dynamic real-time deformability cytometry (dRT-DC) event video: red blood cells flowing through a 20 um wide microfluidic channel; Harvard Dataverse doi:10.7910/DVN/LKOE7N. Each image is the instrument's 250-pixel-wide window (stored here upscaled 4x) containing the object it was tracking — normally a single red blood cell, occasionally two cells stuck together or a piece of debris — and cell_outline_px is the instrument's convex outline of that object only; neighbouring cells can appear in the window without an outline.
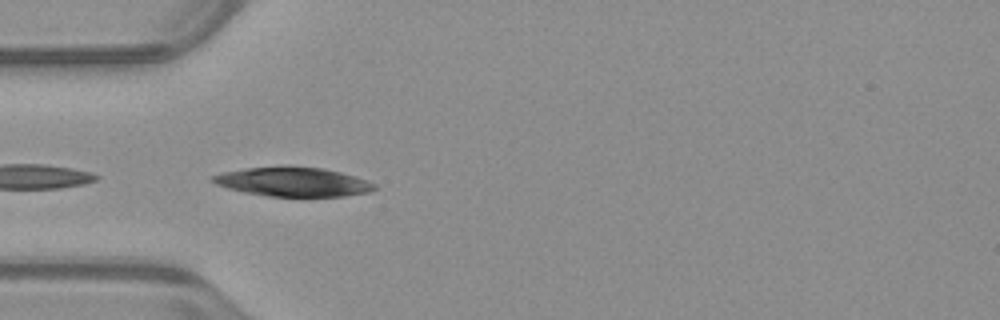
{"species": "common noctule bat (a hibernating species)", "species_latin": "Nyctalus noctula", "temperature_condition": "warm", "stored_images_in_passage": 39, "camera_frame_rate_fps": 3000, "um_per_image_px": 0.085, "animal": {"sex": "male", "body_mass_g": 23.1, "forearm_length_mm": 52.7}, "frame": {"image": 1, "passage_image": 16, "time_ms": 5.0, "image_size_px": [1000, 320], "cell_outline_px": [[376, 188], [368, 192], [344, 196], [268, 196], [244, 192], [228, 188], [216, 184], [208, 180], [212, 176], [224, 172], [244, 168], [284, 164], [288, 164], [324, 168], [356, 176], [368, 180], [376, 184]], "centroid_in_image_um": [24.89, 15.42], "position_along_channel_um": 60.1, "area_um2": 28.09}}
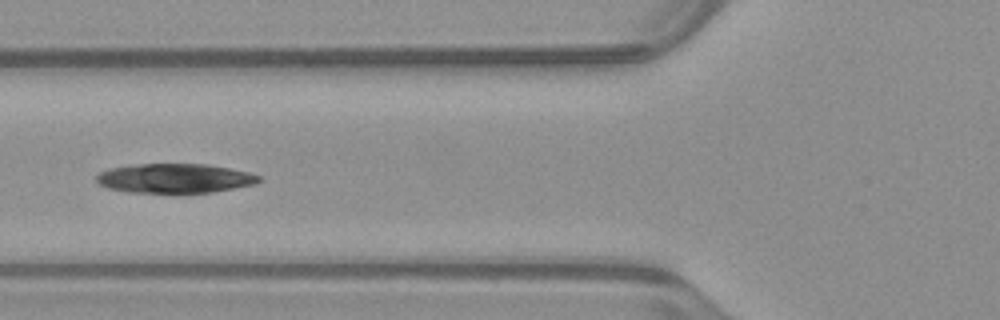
{"frame": {"image": 2, "passage_image": 20, "time_ms": 6.333, "image_size_px": [1000, 320], "cell_outline_px": [[260, 180], [256, 184], [212, 192], [128, 192], [108, 188], [100, 184], [96, 180], [96, 176], [100, 172], [108, 168], [140, 164], [208, 164], [248, 172], [260, 176]], "centroid_in_image_um": [14.85, 15.15], "position_along_channel_um": 111.0, "area_um2": 27.57}}
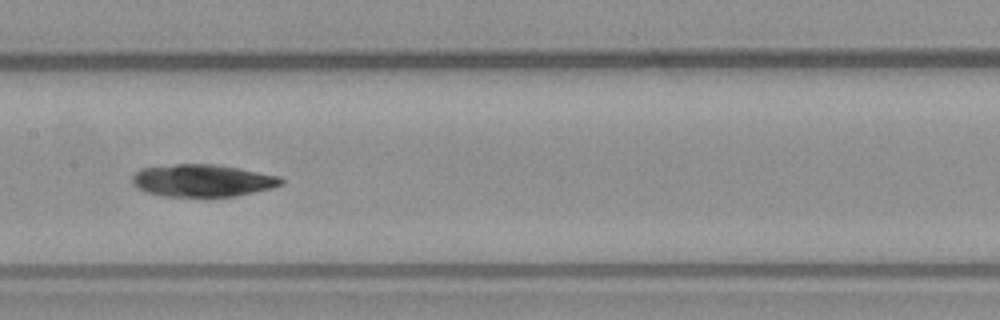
{"frame": {"image": 3, "passage_image": 26, "time_ms": 8.333, "image_size_px": [1000, 320], "cell_outline_px": [[284, 184], [272, 188], [236, 196], [160, 196], [144, 192], [132, 184], [132, 176], [140, 168], [176, 164], [216, 164], [240, 168], [280, 176], [284, 180]], "centroid_in_image_um": [17.21, 15.34], "position_along_channel_um": 190.2, "area_um2": 28.26}}